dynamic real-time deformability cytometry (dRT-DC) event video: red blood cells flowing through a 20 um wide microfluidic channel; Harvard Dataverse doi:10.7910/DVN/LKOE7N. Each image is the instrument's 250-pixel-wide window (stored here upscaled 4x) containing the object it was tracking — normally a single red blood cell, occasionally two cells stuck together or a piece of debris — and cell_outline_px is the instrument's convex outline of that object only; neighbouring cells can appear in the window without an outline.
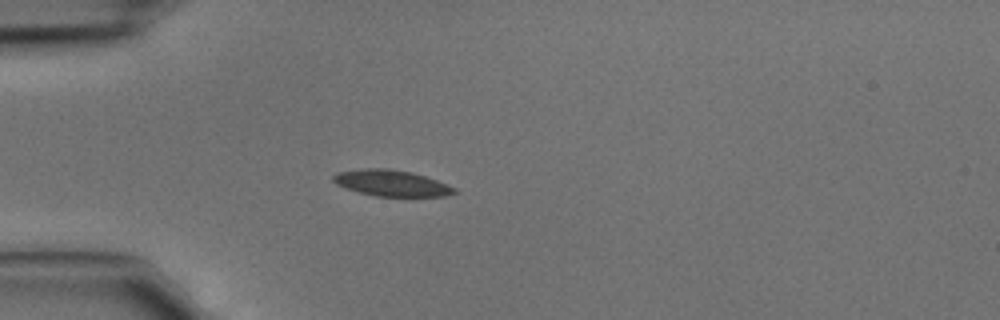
{"species": "common noctule bat (a hibernating species)", "species_latin": "Nyctalus noctula", "temperature_condition": "cold", "stored_images_in_passage": 33, "camera_frame_rate_fps": 3000, "um_per_image_px": 0.085, "animal": {"sex": "male", "body_mass_g": 15.6}, "frame": {"image": 1, "passage_image": 1, "time_ms": 0.0, "image_size_px": [1000, 320], "cell_outline_px": [[456, 192], [444, 196], [376, 196], [344, 188], [336, 184], [332, 180], [332, 176], [336, 172], [364, 168], [388, 168], [412, 172], [436, 180], [456, 188]], "centroid_in_image_um": [33.22, 15.55], "position_along_channel_um": 51.8, "area_um2": 18.38}}
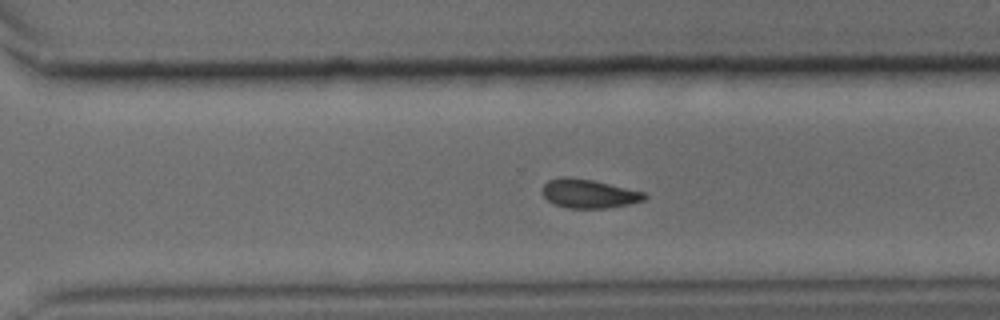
{"frame": {"image": 2, "passage_image": 20, "time_ms": 6.333, "image_size_px": [1000, 320], "cell_outline_px": [[648, 196], [644, 200], [628, 204], [604, 208], [568, 208], [552, 204], [544, 196], [544, 184], [548, 180], [560, 176], [568, 176], [592, 180], [644, 192]], "centroid_in_image_um": [50.02, 16.45], "position_along_channel_um": 320.6, "area_um2": 17.05}}
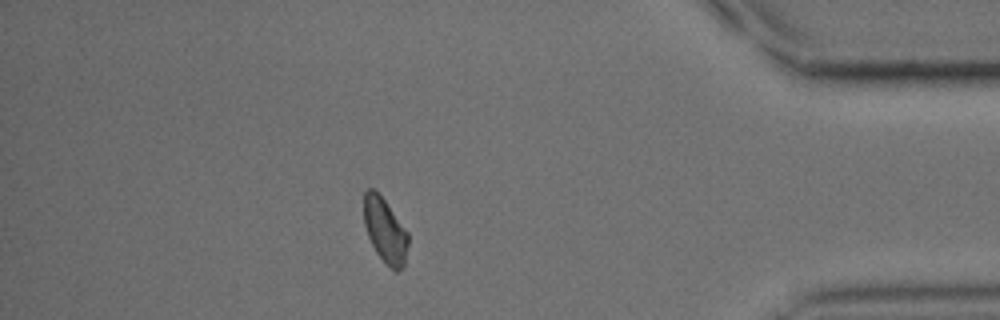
{"frame": {"image": 3, "passage_image": 28, "time_ms": 9.0, "image_size_px": [1000, 320], "cell_outline_px": [[408, 244], [404, 264], [396, 272], [376, 252], [368, 236], [364, 224], [364, 192], [368, 188], [372, 188], [384, 200], [408, 232]], "centroid_in_image_um": [32.72, 19.57], "position_along_channel_um": 402.5, "area_um2": 16.24}}